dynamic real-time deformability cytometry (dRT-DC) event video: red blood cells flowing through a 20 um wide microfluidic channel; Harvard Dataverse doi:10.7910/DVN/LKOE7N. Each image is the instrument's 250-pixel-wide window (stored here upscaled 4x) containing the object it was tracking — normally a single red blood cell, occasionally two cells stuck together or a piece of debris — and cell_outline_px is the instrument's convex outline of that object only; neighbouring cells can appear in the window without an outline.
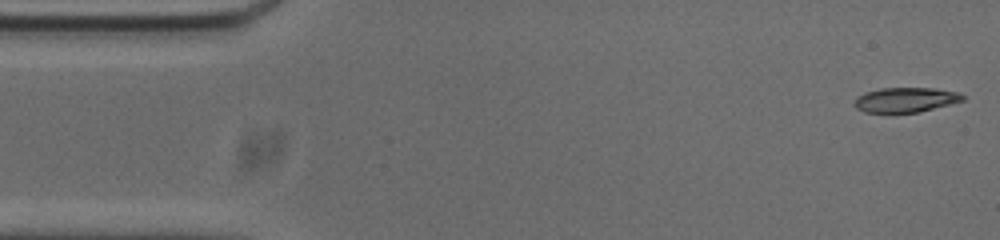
{"species": "common noctule bat (a hibernating species)", "species_latin": "Nyctalus noctula", "temperature_condition": "cold", "stored_images_in_passage": 52, "camera_frame_rate_fps": 3000, "um_per_image_px": 0.085, "animal": {"sex": "male", "body_mass_g": 20.0, "forearm_length_mm": 53.3}, "frame": {"image": 1, "passage_image": 1, "time_ms": 0.0, "image_size_px": [1000, 240], "cell_outline_px": [[964, 100], [920, 112], [864, 112], [856, 108], [852, 104], [864, 92], [880, 88], [932, 88], [960, 92], [964, 96]], "centroid_in_image_um": [76.98, 8.48], "position_along_channel_um": 8.0, "area_um2": 15.55}}
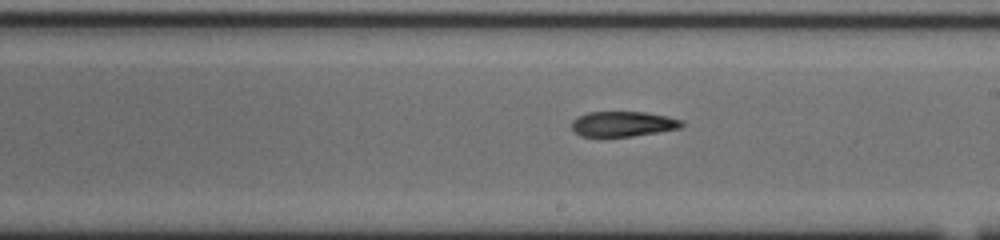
{"frame": {"image": 2, "passage_image": 28, "time_ms": 9.0, "image_size_px": [1000, 240], "cell_outline_px": [[684, 124], [680, 128], [632, 136], [580, 136], [572, 128], [572, 120], [576, 116], [588, 112], [644, 112], [668, 116], [680, 120]], "centroid_in_image_um": [52.92, 10.52], "position_along_channel_um": 236.1, "area_um2": 16.01}}
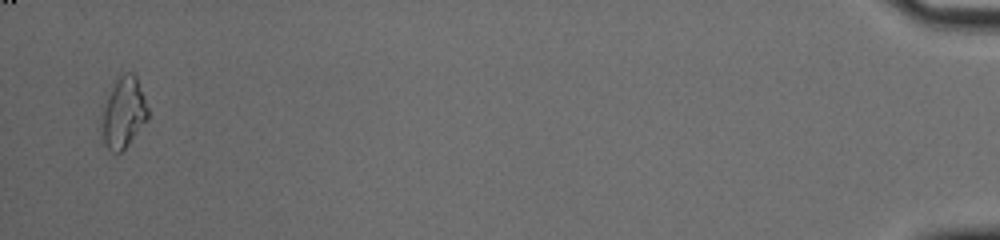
{"frame": {"image": 3, "passage_image": 51, "time_ms": 16.667, "image_size_px": [1000, 240], "cell_outline_px": [[148, 120], [124, 148], [120, 152], [112, 152], [108, 148], [100, 132], [100, 124], [104, 108], [108, 96], [112, 88], [120, 76], [124, 72], [132, 72], [136, 76], [144, 96], [148, 108]], "centroid_in_image_um": [10.5, 9.59], "position_along_channel_um": 424.7, "area_um2": 18.73}}